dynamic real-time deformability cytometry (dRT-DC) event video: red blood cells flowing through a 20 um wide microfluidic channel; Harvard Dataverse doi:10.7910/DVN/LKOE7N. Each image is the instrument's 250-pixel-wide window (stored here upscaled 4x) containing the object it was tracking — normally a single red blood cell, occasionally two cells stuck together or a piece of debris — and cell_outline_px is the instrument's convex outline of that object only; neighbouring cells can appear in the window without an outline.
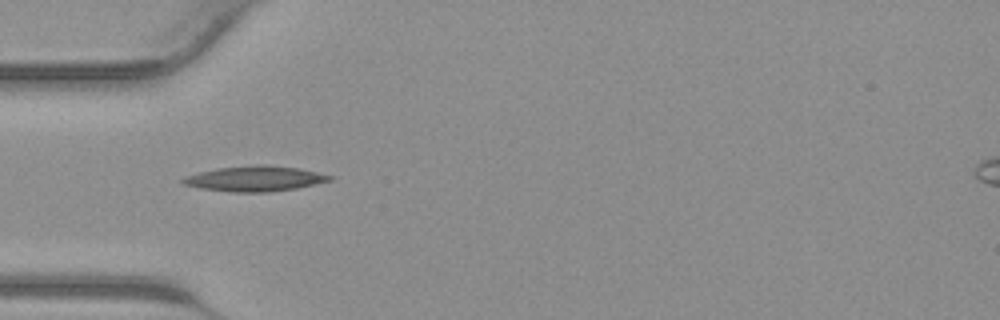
{"species": "common noctule bat (a hibernating species)", "species_latin": "Nyctalus noctula", "temperature_condition": "warm", "stored_images_in_passage": 39, "camera_frame_rate_fps": 3000, "um_per_image_px": 0.085, "animal": {"sex": "male", "body_mass_g": 23.1, "forearm_length_mm": 52.7}, "frame": {"image": 1, "passage_image": 10, "time_ms": 3.0, "image_size_px": [1000, 320], "cell_outline_px": [[336, 176], [332, 180], [296, 188], [268, 192], [232, 192], [200, 188], [184, 184], [180, 180], [184, 176], [196, 172], [220, 168], [260, 164], [264, 164], [300, 168]], "centroid_in_image_um": [21.68, 15.18], "position_along_channel_um": 63.3, "area_um2": 21.73}}
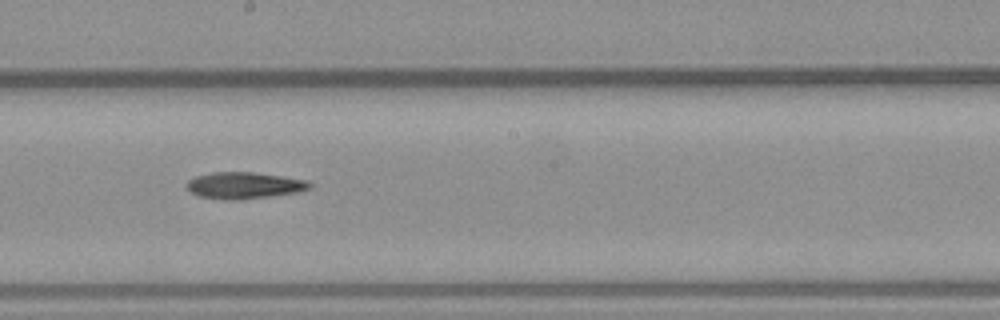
{"frame": {"image": 2, "passage_image": 20, "time_ms": 6.333, "image_size_px": [1000, 320], "cell_outline_px": [[312, 188], [300, 192], [244, 200], [224, 200], [200, 196], [192, 192], [188, 188], [188, 180], [196, 176], [212, 172], [252, 172], [308, 180], [312, 184]], "centroid_in_image_um": [20.81, 15.77], "position_along_channel_um": 227.4, "area_um2": 19.13}}
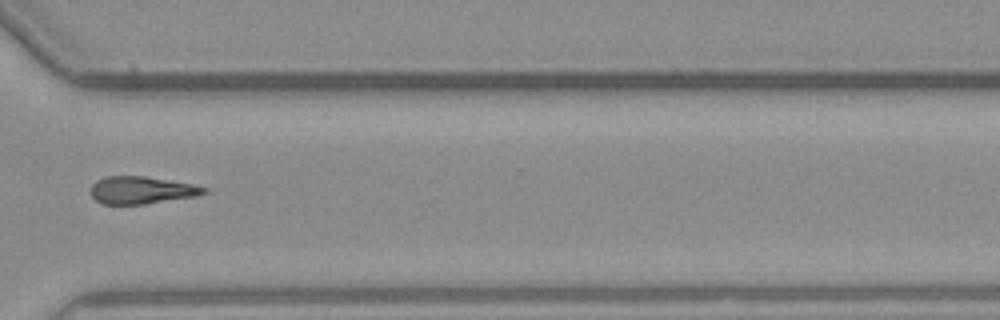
{"frame": {"image": 3, "passage_image": 28, "time_ms": 9.0, "image_size_px": [1000, 320], "cell_outline_px": [[208, 192], [196, 196], [144, 204], [104, 204], [96, 200], [92, 196], [92, 184], [96, 180], [108, 176], [144, 176], [192, 184], [208, 188]], "centroid_in_image_um": [12.04, 16.16], "position_along_channel_um": 358.6, "area_um2": 17.92}}